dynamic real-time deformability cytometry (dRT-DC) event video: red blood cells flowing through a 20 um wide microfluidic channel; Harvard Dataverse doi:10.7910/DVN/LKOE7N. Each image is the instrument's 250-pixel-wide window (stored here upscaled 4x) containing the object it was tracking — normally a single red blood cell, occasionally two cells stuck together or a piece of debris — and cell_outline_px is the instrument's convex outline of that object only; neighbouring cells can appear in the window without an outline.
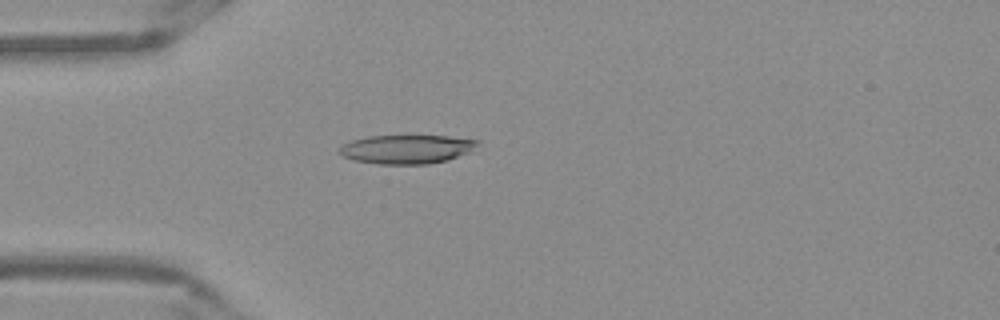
{"species": "Egyptian fruit bat (a non-hibernating species)", "species_latin": "Rousettus aegyptiacus", "temperature_condition": "warm", "stored_images_in_passage": 53, "camera_frame_rate_fps": 3000, "um_per_image_px": 0.085, "frame": {"image": 1, "passage_image": 15, "time_ms": 4.667, "image_size_px": [1000, 320], "cell_outline_px": [[480, 140], [472, 152], [448, 160], [428, 164], [380, 164], [356, 160], [344, 156], [340, 152], [340, 148], [344, 144], [352, 140], [368, 136], [448, 136]], "centroid_in_image_um": [34.64, 12.68], "position_along_channel_um": 50.4, "area_um2": 23.12}}
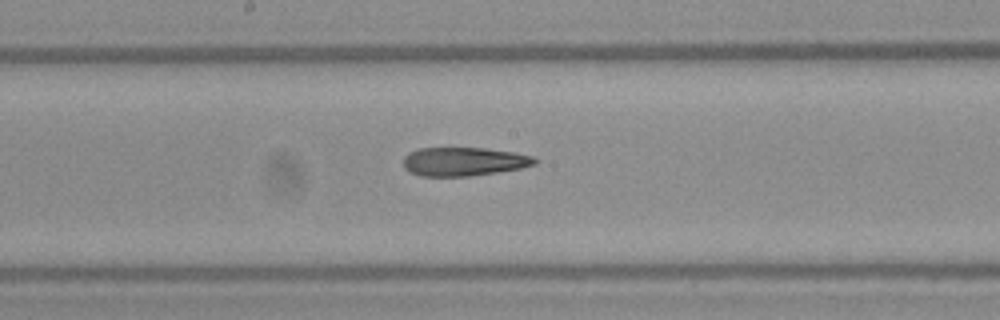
{"frame": {"image": 2, "passage_image": 28, "time_ms": 9.0, "image_size_px": [1000, 320], "cell_outline_px": [[540, 160], [536, 164], [520, 168], [496, 172], [468, 176], [420, 176], [408, 172], [404, 168], [404, 156], [408, 152], [416, 148], [484, 148], [516, 152], [532, 156]], "centroid_in_image_um": [39.41, 13.72], "position_along_channel_um": 208.8, "area_um2": 22.14}}
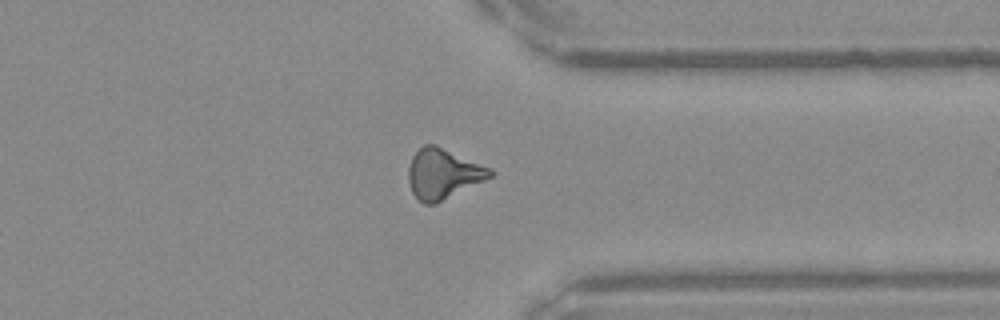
{"frame": {"image": 3, "passage_image": 41, "time_ms": 13.333, "image_size_px": [1000, 320], "cell_outline_px": [[496, 172], [492, 176], [436, 204], [424, 204], [412, 192], [408, 180], [408, 168], [412, 156], [424, 144], [436, 144], [492, 168]], "centroid_in_image_um": [37.67, 14.75], "position_along_channel_um": 373.7, "area_um2": 23.93}, "authors_computed_cell_mechanics": {"area_um2": 23.0622, "velocity_mm_per_s": 3.8902, "shape_relaxation_time_tau1_ms": null, "shape_relaxation_time_tau2_ms": 5.2244, "deformation_change_tau1": null, "deformation_change_tau2": 0.1809}}